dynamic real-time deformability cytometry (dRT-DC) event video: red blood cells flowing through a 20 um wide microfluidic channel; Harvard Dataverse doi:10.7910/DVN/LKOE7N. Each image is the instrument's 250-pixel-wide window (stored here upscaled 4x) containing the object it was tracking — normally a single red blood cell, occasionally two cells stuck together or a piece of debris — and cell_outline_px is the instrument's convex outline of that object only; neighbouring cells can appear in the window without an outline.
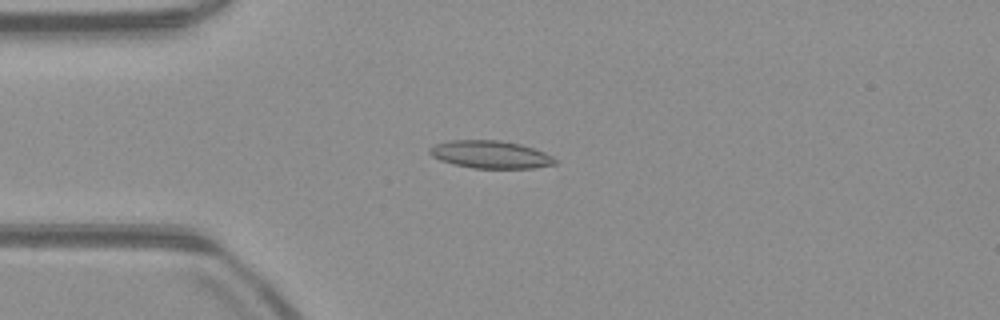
{"species": "common noctule bat (a hibernating species)", "species_latin": "Nyctalus noctula", "temperature_condition": "warm", "stored_images_in_passage": 52, "camera_frame_rate_fps": 3000, "um_per_image_px": 0.085, "animal": {"sex": "male", "body_mass_g": 23.1, "forearm_length_mm": 52.7}, "frame": {"image": 1, "passage_image": 13, "time_ms": 4.0, "image_size_px": [1000, 320], "cell_outline_px": [[556, 164], [536, 168], [472, 168], [452, 164], [440, 160], [432, 156], [428, 152], [428, 148], [436, 144], [448, 140], [500, 140], [520, 144], [544, 152], [552, 156], [556, 160]], "centroid_in_image_um": [41.66, 13.13], "position_along_channel_um": 43.3, "area_um2": 20.29}}
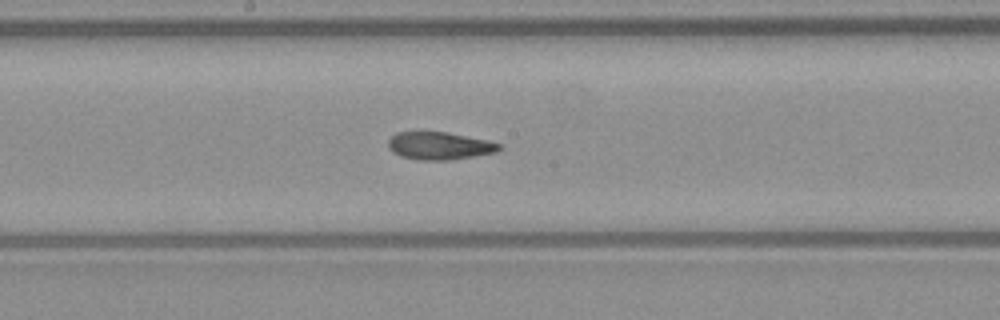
{"frame": {"image": 2, "passage_image": 27, "time_ms": 8.667, "image_size_px": [1000, 320], "cell_outline_px": [[504, 148], [496, 152], [452, 160], [416, 160], [400, 156], [392, 152], [388, 148], [388, 140], [396, 132], [448, 132], [488, 140], [504, 144]], "centroid_in_image_um": [37.39, 12.4], "position_along_channel_um": 210.8, "area_um2": 18.21}}
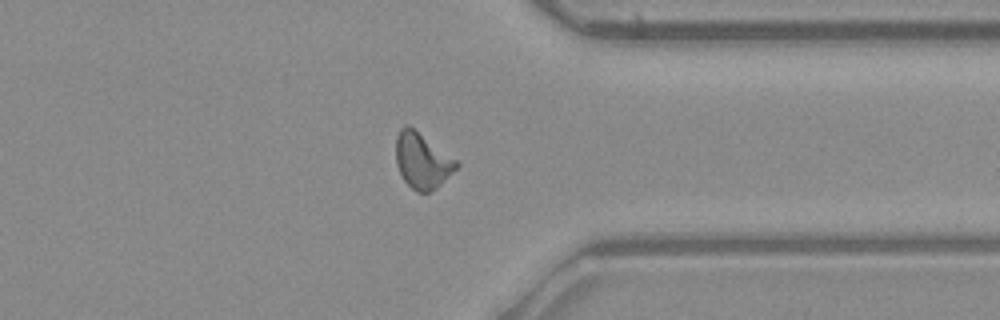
{"frame": {"image": 3, "passage_image": 40, "time_ms": 13.0, "image_size_px": [1000, 320], "cell_outline_px": [[460, 164], [436, 188], [428, 192], [416, 192], [404, 180], [396, 164], [396, 136], [400, 128], [408, 124], [456, 160]], "centroid_in_image_um": [35.85, 13.65], "position_along_channel_um": 375.5, "area_um2": 19.19}, "authors_computed_cell_mechanics": {"area_um2": 18.8717, "velocity_mm_per_s": 3.9493, "shape_relaxation_time_tau1_ms": null, "shape_relaxation_time_tau2_ms": 2.2204, "deformation_change_tau1": null, "deformation_change_tau2": 0.0919}}